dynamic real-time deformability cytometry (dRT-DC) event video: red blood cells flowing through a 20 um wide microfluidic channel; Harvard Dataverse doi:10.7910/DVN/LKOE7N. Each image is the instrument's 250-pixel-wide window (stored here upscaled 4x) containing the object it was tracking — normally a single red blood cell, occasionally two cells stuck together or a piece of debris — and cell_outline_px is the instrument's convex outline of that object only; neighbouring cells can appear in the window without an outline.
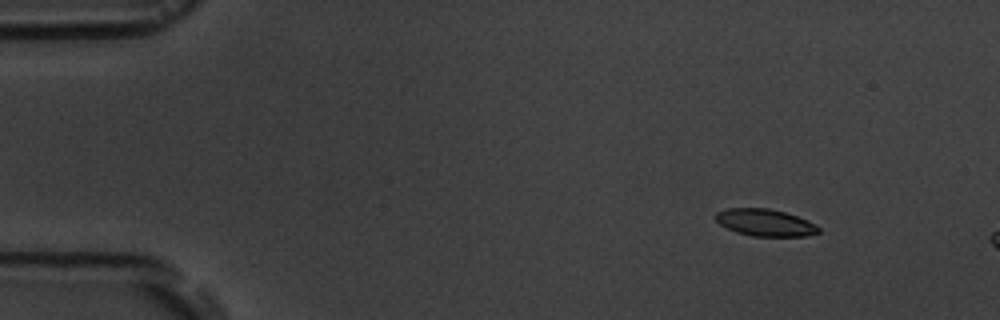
{"species": "common noctule bat (a hibernating species)", "species_latin": "Nyctalus noctula", "temperature_condition": "room temperature", "stored_images_in_passage": 4, "camera_frame_rate_fps": 3000, "um_per_image_px": 0.085, "animal": {"sex": "male", "body_mass_g": 19.5, "forearm_length_mm": 54.6}, "frame": {"image": 1, "passage_image": 2, "time_ms": 1.333, "image_size_px": [1000, 320], "cell_outline_px": [[820, 232], [808, 236], [752, 236], [736, 232], [720, 224], [716, 220], [716, 212], [728, 208], [768, 208], [784, 212], [808, 220], [816, 224], [820, 228]], "centroid_in_image_um": [65.06, 18.92], "position_along_channel_um": 19.9, "area_um2": 16.18}}